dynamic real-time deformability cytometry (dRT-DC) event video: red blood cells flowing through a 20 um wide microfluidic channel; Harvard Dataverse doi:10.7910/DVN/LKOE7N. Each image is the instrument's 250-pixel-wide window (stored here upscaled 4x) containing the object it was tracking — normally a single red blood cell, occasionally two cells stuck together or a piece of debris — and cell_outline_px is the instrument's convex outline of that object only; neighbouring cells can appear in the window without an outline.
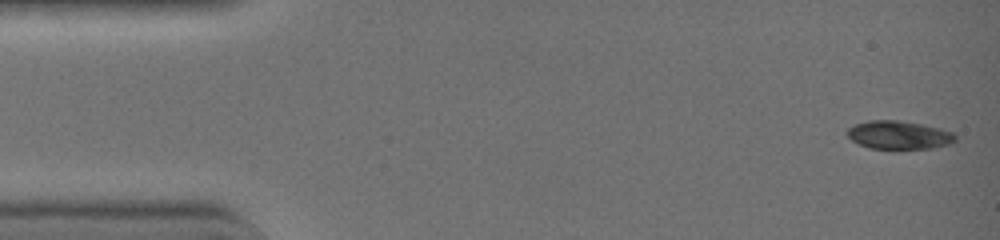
{"species": "common noctule bat (a hibernating species)", "species_latin": "Nyctalus noctula", "temperature_condition": "warm", "stored_images_in_passage": 5, "camera_frame_rate_fps": 3000, "um_per_image_px": 0.085, "animal": {"sex": "female", "body_mass_g": 19.0, "forearm_length_mm": 51.5}, "frame": {"image": 1, "passage_image": 1, "time_ms": 0.0, "image_size_px": [1000, 240], "cell_outline_px": [[956, 140], [948, 144], [928, 148], [872, 148], [860, 144], [852, 140], [848, 136], [848, 128], [856, 124], [868, 120], [896, 120], [920, 124], [952, 132], [956, 136]], "centroid_in_image_um": [76.38, 11.46], "position_along_channel_um": 8.6, "area_um2": 17.28}}
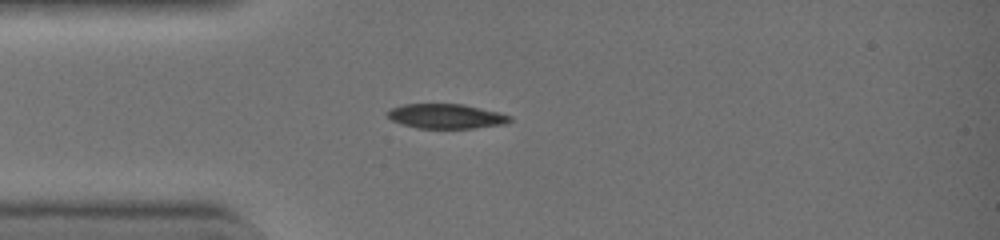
{"frame": {"image": 2, "passage_image": 5, "time_ms": 1.333, "image_size_px": [1000, 240], "cell_outline_px": [[512, 120], [504, 124], [472, 128], [416, 128], [392, 120], [388, 116], [388, 112], [392, 108], [404, 104], [464, 104], [512, 116]], "centroid_in_image_um": [37.93, 9.88], "position_along_channel_um": 47.1, "area_um2": 17.28}}